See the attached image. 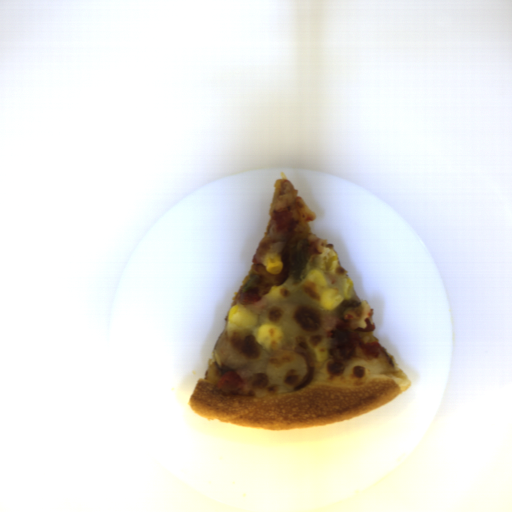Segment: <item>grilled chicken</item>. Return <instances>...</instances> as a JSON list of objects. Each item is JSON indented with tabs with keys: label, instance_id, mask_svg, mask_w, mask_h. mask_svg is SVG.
Here are the masks:
<instances>
[{
	"label": "grilled chicken",
	"instance_id": "obj_1",
	"mask_svg": "<svg viewBox=\"0 0 512 512\" xmlns=\"http://www.w3.org/2000/svg\"><path fill=\"white\" fill-rule=\"evenodd\" d=\"M291 182L283 183L281 194L276 203L275 218L265 236L261 239L253 257L252 272L260 277L258 283L247 292L240 291L238 305L255 304L264 295L269 294L272 287L286 283L290 275L294 248L298 241L305 240L310 244L308 253L310 263L317 255L328 248V242L312 233L308 222L315 219L303 198L297 195ZM279 255L283 269L279 274H269L266 270V259Z\"/></svg>",
	"mask_w": 512,
	"mask_h": 512
},
{
	"label": "grilled chicken",
	"instance_id": "obj_2",
	"mask_svg": "<svg viewBox=\"0 0 512 512\" xmlns=\"http://www.w3.org/2000/svg\"><path fill=\"white\" fill-rule=\"evenodd\" d=\"M360 339L361 337L356 332H351L346 328L336 330L332 334L330 353L334 356V361L328 365V370L331 373L339 374L346 368L352 350L360 342Z\"/></svg>",
	"mask_w": 512,
	"mask_h": 512
},
{
	"label": "grilled chicken",
	"instance_id": "obj_3",
	"mask_svg": "<svg viewBox=\"0 0 512 512\" xmlns=\"http://www.w3.org/2000/svg\"><path fill=\"white\" fill-rule=\"evenodd\" d=\"M298 321L304 329L315 331L319 328L320 322L317 316L308 310L300 311Z\"/></svg>",
	"mask_w": 512,
	"mask_h": 512
}]
</instances>
